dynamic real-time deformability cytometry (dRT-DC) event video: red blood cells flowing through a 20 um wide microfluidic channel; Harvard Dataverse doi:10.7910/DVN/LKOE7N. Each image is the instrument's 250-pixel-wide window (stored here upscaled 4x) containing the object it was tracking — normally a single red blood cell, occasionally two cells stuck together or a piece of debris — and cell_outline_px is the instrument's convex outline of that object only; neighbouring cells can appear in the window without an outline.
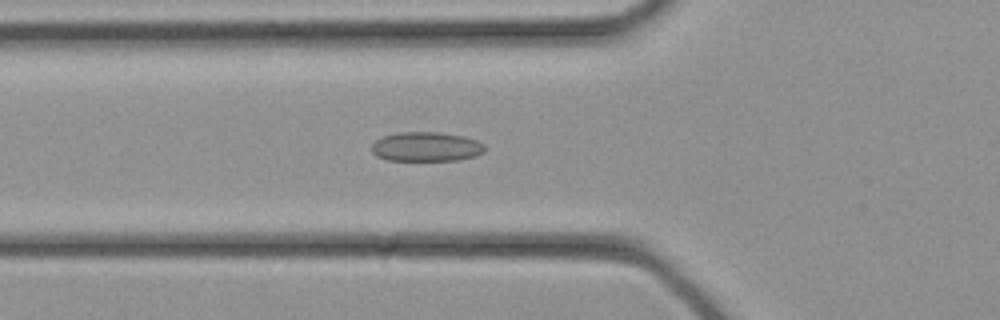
{"species": "common noctule bat (a hibernating species)", "species_latin": "Nyctalus noctula", "temperature_condition": "cold", "stored_images_in_passage": 30, "camera_frame_rate_fps": 3000, "um_per_image_px": 0.085, "animal": {"sex": "female", "body_mass_g": 21.9}, "frame": {"image": 1, "passage_image": 8, "time_ms": 2.333, "image_size_px": [1000, 320], "cell_outline_px": [[484, 152], [476, 156], [456, 160], [388, 160], [376, 156], [372, 152], [372, 144], [376, 140], [384, 136], [400, 132], [440, 132], [464, 136], [476, 140], [484, 144]], "centroid_in_image_um": [36.23, 12.47], "position_along_channel_um": 89.6, "area_um2": 19.36}}
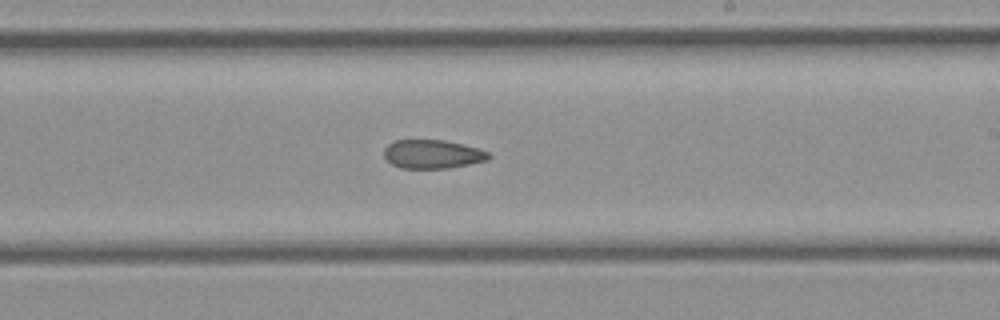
{"frame": {"image": 2, "passage_image": 16, "time_ms": 5.0, "image_size_px": [1000, 320], "cell_outline_px": [[492, 156], [488, 160], [448, 168], [400, 168], [392, 164], [384, 156], [384, 148], [388, 144], [396, 140], [444, 140], [480, 148], [488, 152]], "centroid_in_image_um": [36.78, 13.1], "position_along_channel_um": 252.2, "area_um2": 17.51}}
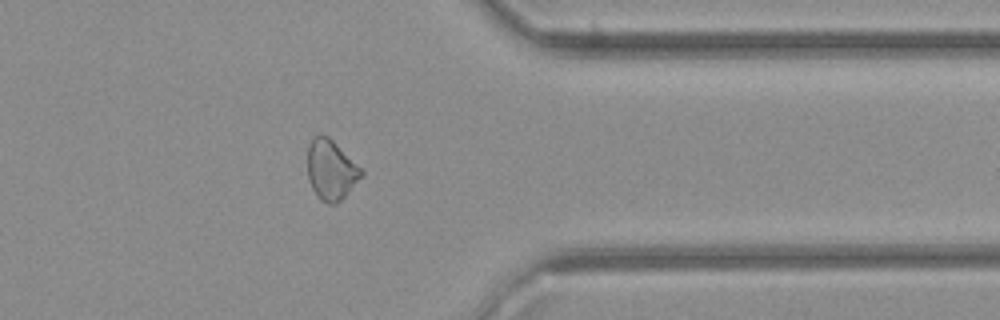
{"frame": {"image": 3, "passage_image": 23, "time_ms": 7.333, "image_size_px": [1000, 320], "cell_outline_px": [[364, 176], [336, 204], [328, 204], [320, 200], [312, 188], [308, 180], [308, 144], [312, 136], [320, 132], [328, 136], [364, 172]], "centroid_in_image_um": [28.11, 14.43], "position_along_channel_um": 383.3, "area_um2": 18.84}}